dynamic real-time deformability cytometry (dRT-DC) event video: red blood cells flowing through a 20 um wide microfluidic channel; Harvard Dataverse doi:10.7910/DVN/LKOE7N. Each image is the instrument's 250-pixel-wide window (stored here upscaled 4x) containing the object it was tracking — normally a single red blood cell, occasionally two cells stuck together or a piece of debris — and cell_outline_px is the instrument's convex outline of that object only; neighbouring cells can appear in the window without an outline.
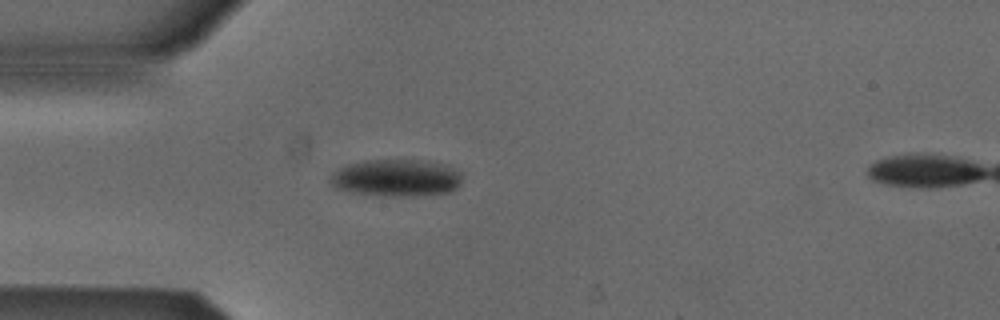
{"species": "Egyptian fruit bat (a non-hibernating species)", "species_latin": "Rousettus aegyptiacus", "temperature_condition": "cold", "stored_images_in_passage": 42, "camera_frame_rate_fps": 3000, "um_per_image_px": 0.085, "animal": {"sex": "male"}, "frame": {"image": 1, "passage_image": 7, "time_ms": 2.0, "image_size_px": [1000, 320], "cell_outline_px": [[460, 184], [452, 192], [416, 196], [392, 196], [352, 192], [336, 188], [328, 180], [332, 172], [348, 164], [364, 160], [428, 160], [444, 164], [460, 172]], "centroid_in_image_um": [33.69, 15.11], "position_along_channel_um": 51.3, "area_um2": 28.61}}
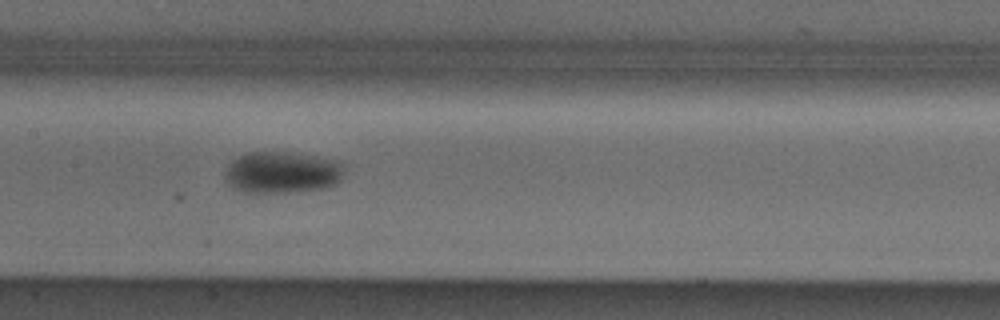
{"frame": {"image": 2, "passage_image": 18, "time_ms": 5.667, "image_size_px": [1000, 320], "cell_outline_px": [[344, 168], [340, 180], [324, 188], [284, 192], [244, 192], [232, 188], [224, 180], [224, 172], [228, 164], [232, 160], [248, 152], [288, 152], [336, 160]], "centroid_in_image_um": [23.9, 14.65], "position_along_channel_um": 183.5, "area_um2": 28.73}}
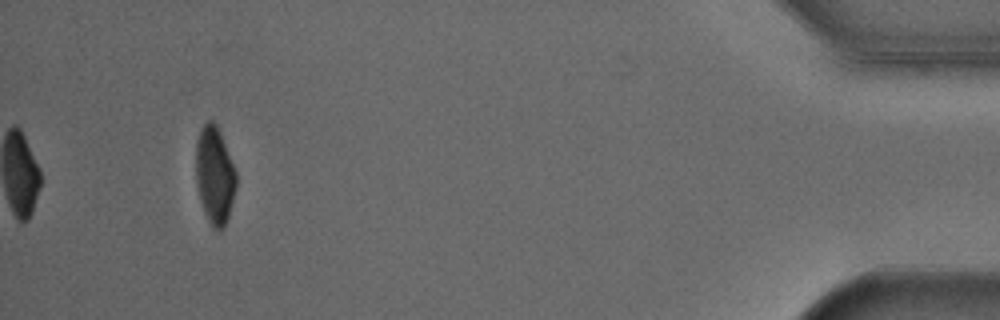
{"frame": {"image": 3, "passage_image": 42, "time_ms": 13.667, "image_size_px": [1000, 320], "cell_outline_px": [[236, 188], [228, 220], [224, 228], [212, 228], [204, 212], [200, 200], [196, 184], [196, 144], [200, 128], [208, 120], [212, 120], [216, 124], [220, 132], [236, 172]], "centroid_in_image_um": [18.24, 14.91], "position_along_channel_um": 417.0, "area_um2": 22.89}, "authors_computed_cell_mechanics": {"area_um2": 27.3394, "velocity_mm_per_s": 3.8578, "shape_relaxation_time_tau1_ms": 3.9363, "shape_relaxation_time_tau2_ms": null, "deformation_change_tau1": 0.1068, "deformation_change_tau2": null}}